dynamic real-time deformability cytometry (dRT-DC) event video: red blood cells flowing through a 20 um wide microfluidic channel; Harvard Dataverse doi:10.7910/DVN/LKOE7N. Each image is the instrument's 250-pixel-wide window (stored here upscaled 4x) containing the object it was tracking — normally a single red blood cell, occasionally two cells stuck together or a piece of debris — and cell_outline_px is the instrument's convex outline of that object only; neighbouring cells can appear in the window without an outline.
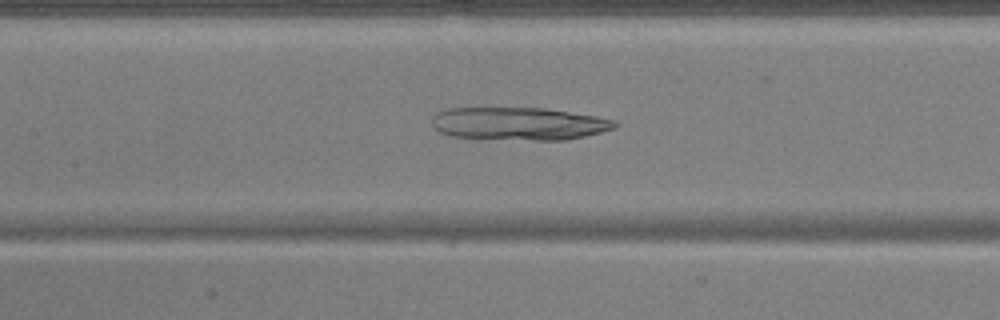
{"species": "common noctule bat (a hibernating species)", "species_latin": "Nyctalus noctula", "temperature_condition": "warm", "stored_images_in_passage": 45, "camera_frame_rate_fps": 3000, "um_per_image_px": 0.085, "animal": {"sex": "male", "body_mass_g": 17.9, "forearm_length_mm": 54.2}, "frame": {"image": 1, "passage_image": 16, "time_ms": 5.0, "image_size_px": [1000, 320], "cell_outline_px": [[620, 124], [616, 128], [584, 136], [564, 140], [536, 140], [452, 136], [440, 132], [432, 124], [432, 116], [436, 112], [448, 108], [544, 108], [596, 116], [616, 120]], "centroid_in_image_um": [44.13, 10.5], "position_along_channel_um": 163.3, "area_um2": 34.8}}
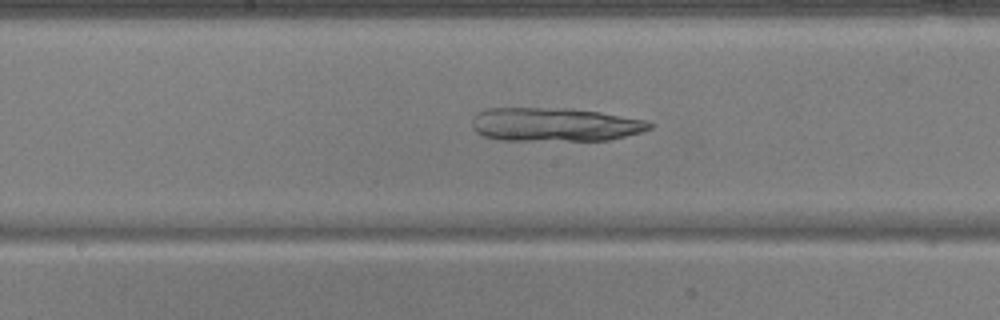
{"frame": {"image": 2, "passage_image": 19, "time_ms": 6.0, "image_size_px": [1000, 320], "cell_outline_px": [[652, 128], [640, 132], [608, 140], [496, 140], [484, 136], [476, 132], [472, 128], [472, 116], [476, 112], [484, 108], [568, 108], [600, 112], [644, 120], [652, 124]], "centroid_in_image_um": [47.07, 10.58], "position_along_channel_um": 201.1, "area_um2": 34.91}}
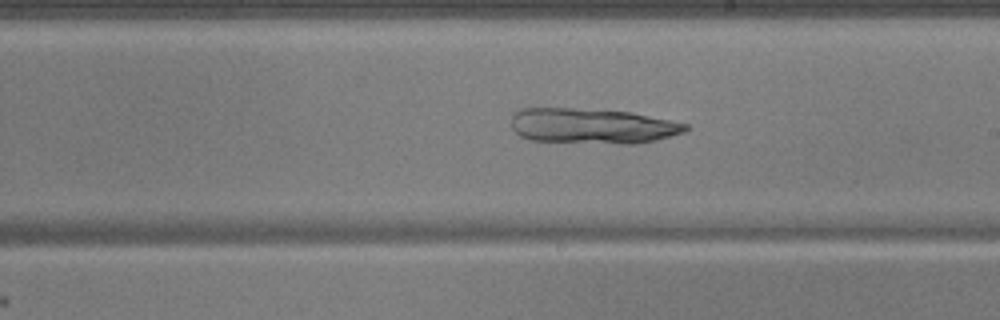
{"frame": {"image": 3, "passage_image": 22, "time_ms": 7.0, "image_size_px": [1000, 320], "cell_outline_px": [[688, 128], [684, 132], [656, 140], [636, 144], [620, 144], [532, 140], [520, 136], [512, 128], [512, 112], [516, 108], [572, 108], [632, 112], [688, 124]], "centroid_in_image_um": [50.31, 10.7], "position_along_channel_um": 238.7, "area_um2": 36.01}}